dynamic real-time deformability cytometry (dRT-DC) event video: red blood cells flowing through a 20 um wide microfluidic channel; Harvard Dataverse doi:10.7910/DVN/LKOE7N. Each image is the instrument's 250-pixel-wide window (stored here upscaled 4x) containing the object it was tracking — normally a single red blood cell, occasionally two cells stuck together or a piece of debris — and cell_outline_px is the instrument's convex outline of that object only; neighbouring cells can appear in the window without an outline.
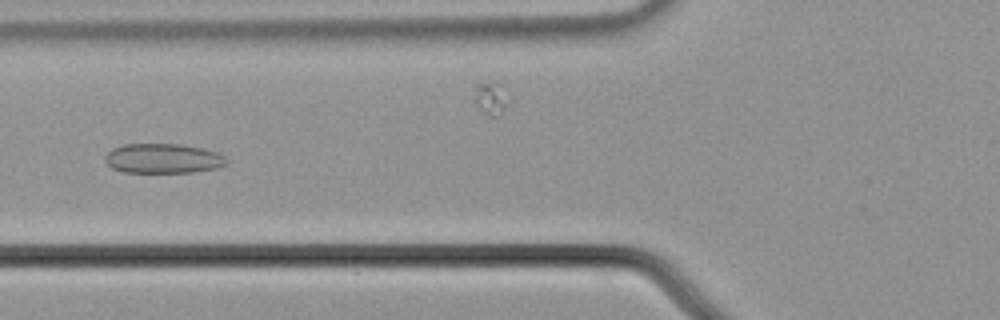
{"species": "common noctule bat (a hibernating species)", "species_latin": "Nyctalus noctula", "temperature_condition": "cold", "stored_images_in_passage": 49, "camera_frame_rate_fps": 3000, "um_per_image_px": 0.085, "animal": {"sex": "male", "body_mass_g": 21.5, "forearm_length_mm": 52.0}, "frame": {"image": 1, "passage_image": 22, "time_ms": 7.0, "image_size_px": [1000, 320], "cell_outline_px": [[228, 164], [220, 168], [192, 172], [124, 172], [112, 168], [104, 160], [104, 156], [112, 148], [124, 144], [180, 144], [200, 148], [216, 152], [224, 156], [228, 160]], "centroid_in_image_um": [13.87, 13.47], "position_along_channel_um": 111.9, "area_um2": 21.1}}
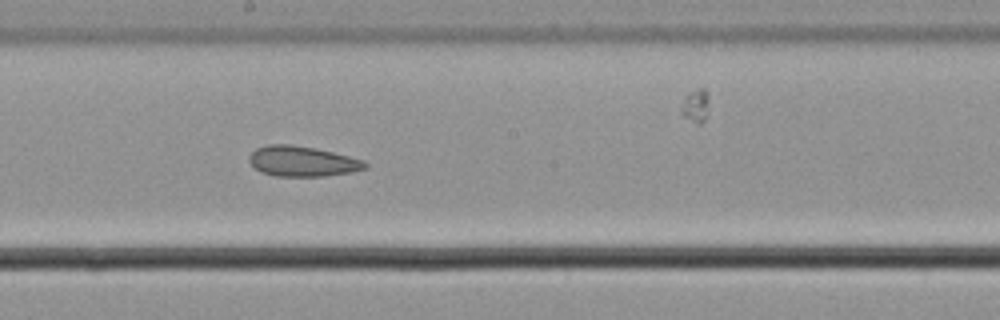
{"frame": {"image": 2, "passage_image": 31, "time_ms": 10.0, "image_size_px": [1000, 320], "cell_outline_px": [[368, 168], [352, 172], [324, 176], [276, 176], [260, 172], [248, 160], [248, 156], [256, 148], [268, 144], [288, 144], [312, 148], [332, 152], [364, 160], [368, 164]], "centroid_in_image_um": [25.7, 13.72], "position_along_channel_um": 222.5, "area_um2": 20.4}}
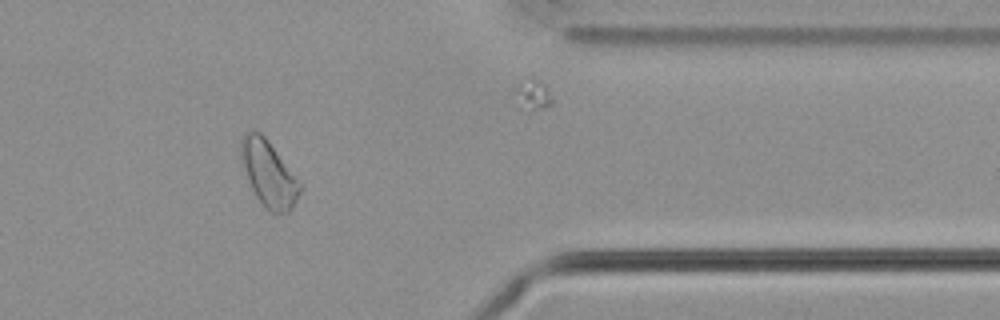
{"frame": {"image": 3, "passage_image": 46, "time_ms": 15.0, "image_size_px": [1000, 320], "cell_outline_px": [[300, 192], [292, 208], [288, 212], [276, 216], [264, 208], [256, 196], [252, 188], [244, 164], [240, 144], [240, 140], [252, 128], [260, 132], [268, 140], [300, 184]], "centroid_in_image_um": [22.84, 14.8], "position_along_channel_um": 388.6, "area_um2": 21.96}, "authors_computed_cell_mechanics": {"area_um2": 21.7906, "velocity_mm_per_s": 3.6847, "shape_relaxation_time_tau1_ms": null, "shape_relaxation_time_tau2_ms": 3.1298, "deformation_change_tau1": null, "deformation_change_tau2": 0.0912}}